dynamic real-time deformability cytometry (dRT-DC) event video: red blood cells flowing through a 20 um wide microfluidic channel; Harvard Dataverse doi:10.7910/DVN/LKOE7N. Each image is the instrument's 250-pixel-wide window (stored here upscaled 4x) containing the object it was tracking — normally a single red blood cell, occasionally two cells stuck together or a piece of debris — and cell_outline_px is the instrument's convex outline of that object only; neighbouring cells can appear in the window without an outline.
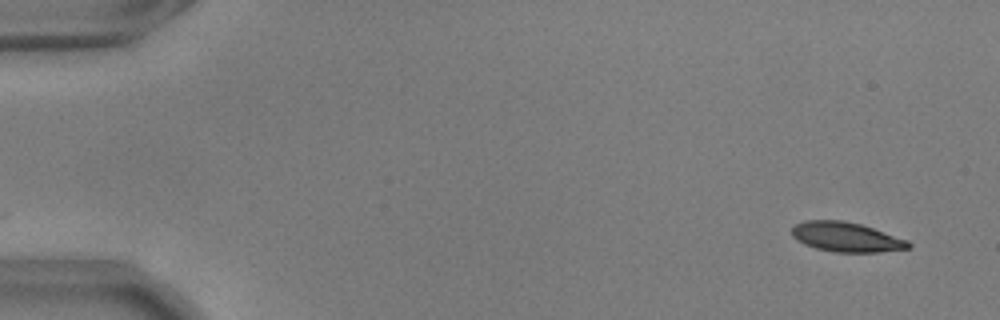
{"species": "common noctule bat (a hibernating species)", "species_latin": "Nyctalus noctula", "temperature_condition": "warm", "stored_images_in_passage": 53, "camera_frame_rate_fps": 3000, "um_per_image_px": 0.085, "animal": {"sex": "male", "body_mass_g": 17.9, "forearm_length_mm": 54.2}, "frame": {"image": 1, "passage_image": 1, "time_ms": 0.0, "image_size_px": [1000, 320], "cell_outline_px": [[912, 248], [880, 252], [836, 252], [816, 248], [804, 244], [796, 240], [792, 236], [792, 228], [796, 224], [804, 220], [844, 220], [860, 224], [908, 240], [912, 244]], "centroid_in_image_um": [71.94, 20.15], "position_along_channel_um": 13.1, "area_um2": 20.17}}
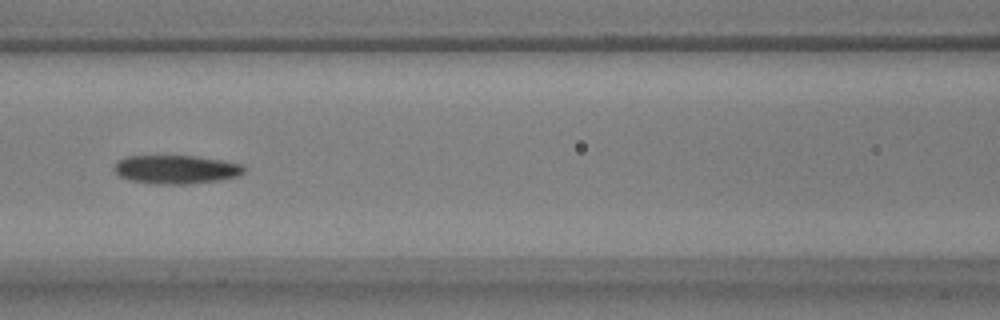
{"frame": {"image": 2, "passage_image": 23, "time_ms": 7.333, "image_size_px": [1000, 320], "cell_outline_px": [[244, 172], [236, 176], [220, 180], [188, 184], [156, 184], [128, 180], [120, 176], [112, 168], [116, 160], [128, 156], [196, 156], [244, 164]], "centroid_in_image_um": [14.93, 14.4], "position_along_channel_um": 151.7, "area_um2": 21.73}}
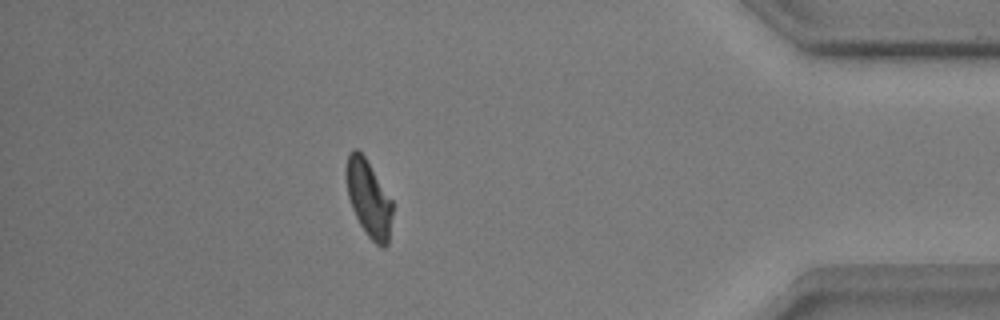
{"frame": {"image": 3, "passage_image": 47, "time_ms": 15.333, "image_size_px": [1000, 320], "cell_outline_px": [[392, 212], [388, 244], [384, 248], [380, 248], [368, 236], [360, 224], [352, 208], [348, 196], [344, 172], [344, 168], [348, 152], [352, 148], [356, 148], [364, 156], [392, 200]], "centroid_in_image_um": [31.3, 16.84], "position_along_channel_um": 403.9, "area_um2": 20.75}, "authors_computed_cell_mechanics": {"area_um2": 21.2704, "velocity_mm_per_s": 3.6447, "shape_relaxation_time_tau1_ms": 4.7982, "shape_relaxation_time_tau2_ms": 3.5833, "deformation_change_tau1": 0.1865, "deformation_change_tau2": 0.1207}}